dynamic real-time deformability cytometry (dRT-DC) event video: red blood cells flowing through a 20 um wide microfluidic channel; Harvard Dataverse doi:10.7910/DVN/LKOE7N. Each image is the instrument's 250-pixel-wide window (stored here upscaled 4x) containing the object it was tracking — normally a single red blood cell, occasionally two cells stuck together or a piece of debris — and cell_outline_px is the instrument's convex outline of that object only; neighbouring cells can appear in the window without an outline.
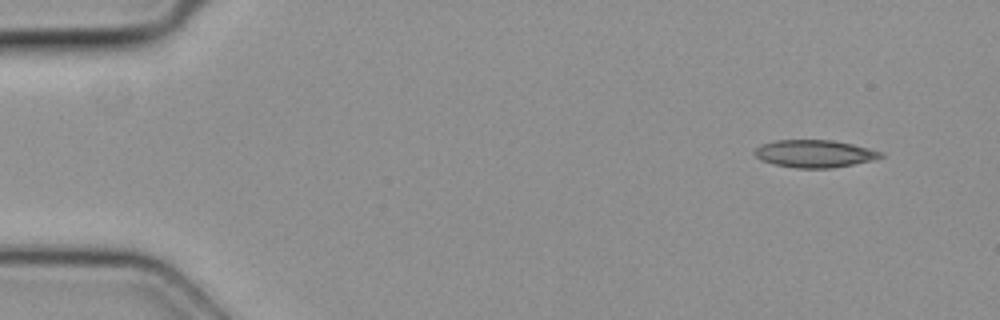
{"species": "common noctule bat (a hibernating species)", "species_latin": "Nyctalus noctula", "temperature_condition": "cold", "stored_images_in_passage": 5, "camera_frame_rate_fps": 3000, "um_per_image_px": 0.085, "animal": {"sex": "female", "body_mass_g": 19.3, "forearm_length_mm": 54.1}, "frame": {"image": 1, "passage_image": 1, "time_ms": 0.0, "image_size_px": [1000, 320], "cell_outline_px": [[884, 156], [872, 160], [832, 168], [796, 168], [776, 164], [760, 160], [752, 152], [760, 144], [776, 140], [832, 140], [852, 144], [884, 152]], "centroid_in_image_um": [69.22, 13.05], "position_along_channel_um": 15.8, "area_um2": 20.17}}
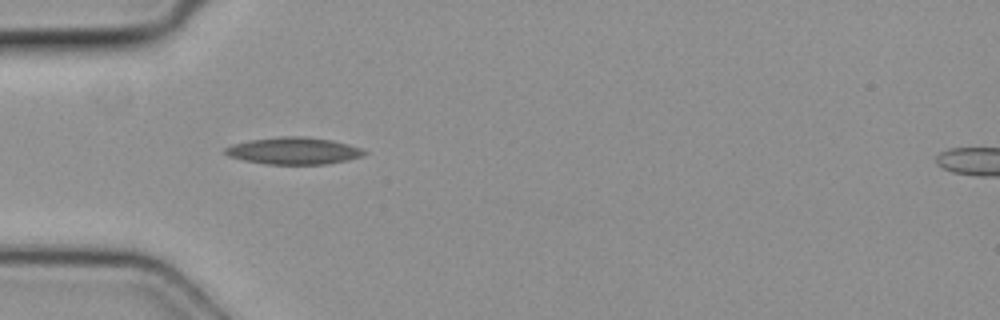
{"frame": {"image": 2, "passage_image": 4, "time_ms": 1.0, "image_size_px": [1000, 320], "cell_outline_px": [[368, 152], [364, 156], [348, 160], [324, 164], [268, 164], [244, 160], [228, 156], [224, 152], [224, 148], [232, 144], [248, 140], [280, 136], [308, 136], [332, 140], [348, 144], [360, 148]], "centroid_in_image_um": [24.97, 12.81], "position_along_channel_um": 60.0, "area_um2": 22.02}}
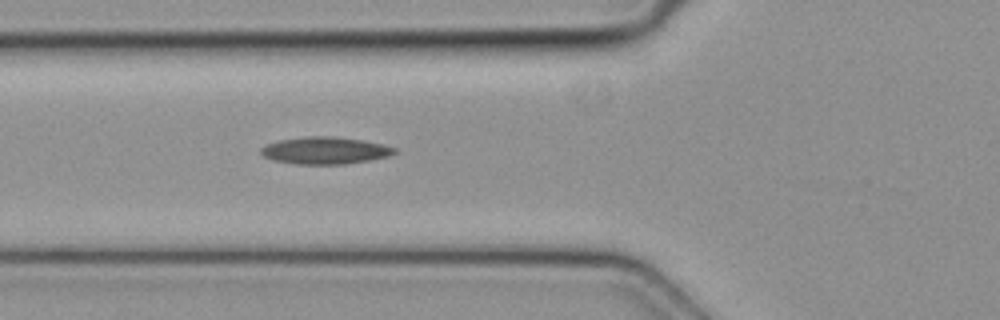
{"frame": {"image": 3, "passage_image": 5, "time_ms": 1.333, "image_size_px": [1000, 320], "cell_outline_px": [[396, 152], [388, 156], [368, 160], [344, 164], [296, 164], [272, 160], [264, 156], [260, 152], [260, 148], [268, 144], [280, 140], [308, 136], [332, 136], [364, 140], [384, 144], [396, 148]], "centroid_in_image_um": [27.63, 12.79], "position_along_channel_um": 98.2, "area_um2": 21.04}}